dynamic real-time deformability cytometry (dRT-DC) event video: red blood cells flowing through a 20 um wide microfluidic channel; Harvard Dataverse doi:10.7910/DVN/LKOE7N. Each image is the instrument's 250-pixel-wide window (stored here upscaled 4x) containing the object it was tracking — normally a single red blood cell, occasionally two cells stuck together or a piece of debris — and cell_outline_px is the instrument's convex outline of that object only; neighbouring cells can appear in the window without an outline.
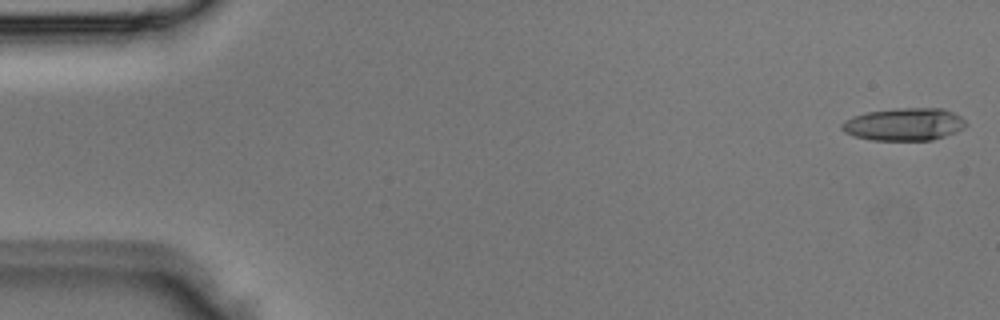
{"species": "Egyptian fruit bat (a non-hibernating species)", "species_latin": "Rousettus aegyptiacus", "temperature_condition": "room temperature", "stored_images_in_passage": 4, "camera_frame_rate_fps": 3000, "um_per_image_px": 0.085, "animal": {"sex": "male"}, "frame": {"image": 1, "passage_image": 1, "time_ms": 0.0, "image_size_px": [1000, 320], "cell_outline_px": [[968, 124], [964, 128], [956, 132], [932, 140], [872, 140], [856, 136], [844, 132], [840, 128], [840, 124], [844, 120], [852, 116], [868, 112], [896, 108], [944, 108], [960, 116]], "centroid_in_image_um": [76.85, 10.56], "position_along_channel_um": 8.2, "area_um2": 23.64}}
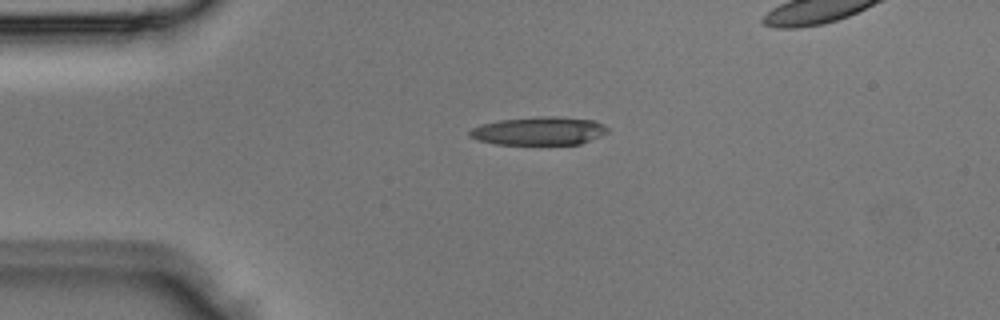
{"frame": {"image": 2, "passage_image": 3, "time_ms": 0.667, "image_size_px": [1000, 320], "cell_outline_px": [[608, 132], [600, 136], [580, 144], [496, 144], [476, 140], [468, 136], [468, 132], [472, 128], [480, 124], [500, 120], [536, 116], [552, 116], [596, 120], [604, 124], [608, 128]], "centroid_in_image_um": [45.8, 11.12], "position_along_channel_um": 39.2, "area_um2": 22.89}}